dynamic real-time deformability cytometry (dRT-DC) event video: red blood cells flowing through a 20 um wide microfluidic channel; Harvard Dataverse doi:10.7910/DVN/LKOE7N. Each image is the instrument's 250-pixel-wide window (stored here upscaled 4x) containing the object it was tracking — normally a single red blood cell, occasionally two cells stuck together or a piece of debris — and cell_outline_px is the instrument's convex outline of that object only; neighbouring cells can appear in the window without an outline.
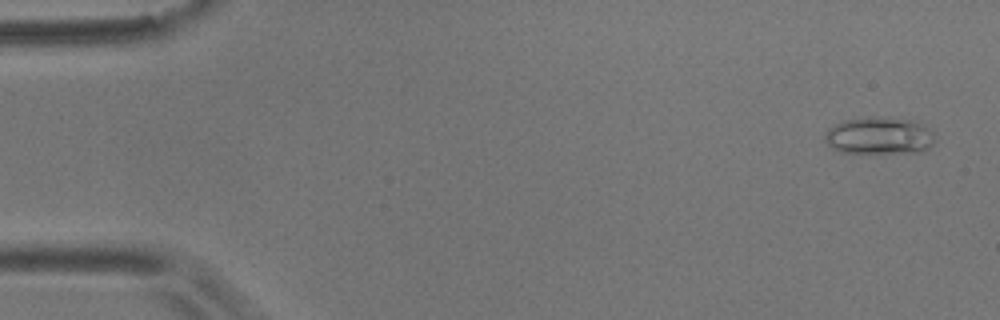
{"species": "common noctule bat (a hibernating species)", "species_latin": "Nyctalus noctula", "temperature_condition": "room temperature", "stored_images_in_passage": 5, "camera_frame_rate_fps": 3000, "um_per_image_px": 0.085, "animal": {"sex": "male", "body_mass_g": 17.9}, "frame": {"image": 1, "passage_image": 1, "time_ms": 0.0, "image_size_px": [1000, 320], "cell_outline_px": [[936, 140], [928, 148], [920, 152], [840, 152], [832, 148], [824, 140], [824, 136], [828, 128], [844, 120], [892, 116], [924, 124], [936, 132]], "centroid_in_image_um": [74.79, 11.53], "position_along_channel_um": 10.2, "area_um2": 23.93}}